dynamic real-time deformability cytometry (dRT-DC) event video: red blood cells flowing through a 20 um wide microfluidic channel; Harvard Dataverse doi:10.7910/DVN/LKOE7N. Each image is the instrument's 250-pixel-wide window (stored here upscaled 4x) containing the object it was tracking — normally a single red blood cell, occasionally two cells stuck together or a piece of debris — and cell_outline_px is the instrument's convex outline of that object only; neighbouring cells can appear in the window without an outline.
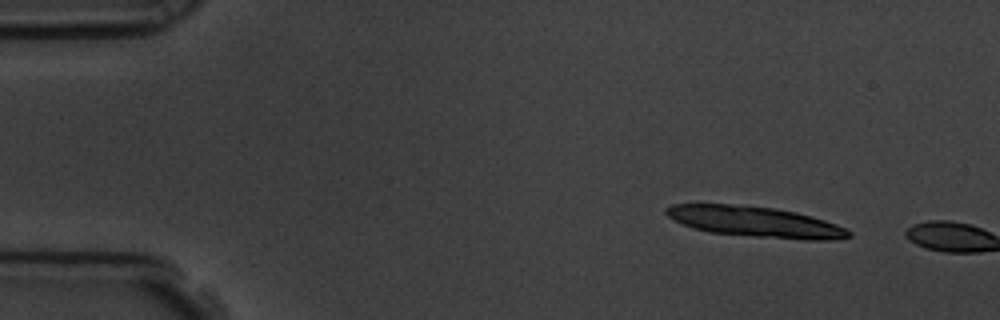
{"species": "common noctule bat (a hibernating species)", "species_latin": "Nyctalus noctula", "temperature_condition": "room temperature", "stored_images_in_passage": 3, "camera_frame_rate_fps": 3000, "um_per_image_px": 0.085, "animal": {"sex": "male", "body_mass_g": 19.5, "forearm_length_mm": 54.6}, "frame": {"image": 1, "passage_image": 1, "time_ms": 0.0, "image_size_px": [1000, 320], "cell_outline_px": [[848, 236], [760, 236], [712, 232], [696, 228], [684, 224], [668, 216], [664, 212], [668, 208], [676, 204], [728, 204], [772, 208], [792, 212], [824, 220], [844, 228], [848, 232]], "centroid_in_image_um": [63.91, 18.77], "position_along_channel_um": 21.1, "area_um2": 29.59}}